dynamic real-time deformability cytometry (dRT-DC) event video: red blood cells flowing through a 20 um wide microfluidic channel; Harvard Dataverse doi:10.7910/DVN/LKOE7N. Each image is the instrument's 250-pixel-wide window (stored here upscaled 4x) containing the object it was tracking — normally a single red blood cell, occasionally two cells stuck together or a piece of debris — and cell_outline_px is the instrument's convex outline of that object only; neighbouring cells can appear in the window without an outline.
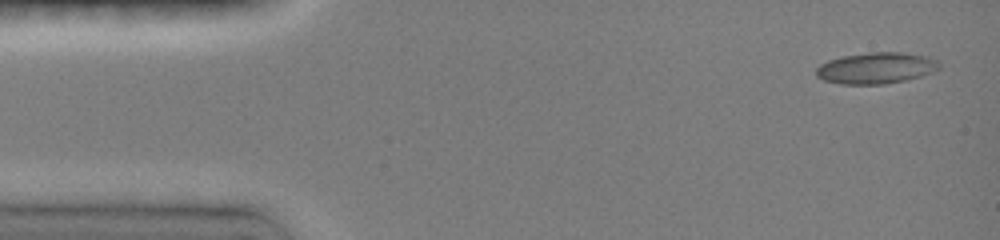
{"species": "common noctule bat (a hibernating species)", "species_latin": "Nyctalus noctula", "temperature_condition": "room temperature", "stored_images_in_passage": 40, "camera_frame_rate_fps": 3000, "um_per_image_px": 0.085, "animal": {"sex": "female", "body_mass_g": 19.0, "forearm_length_mm": 51.5}, "frame": {"image": 1, "passage_image": 1, "time_ms": 0.0, "image_size_px": [1000, 240], "cell_outline_px": [[940, 68], [932, 72], [920, 76], [904, 80], [884, 84], [840, 84], [824, 80], [816, 76], [816, 68], [820, 64], [828, 60], [840, 56], [868, 52], [904, 52], [928, 56], [936, 60], [940, 64]], "centroid_in_image_um": [74.45, 5.77], "position_along_channel_um": 10.5, "area_um2": 22.54}}
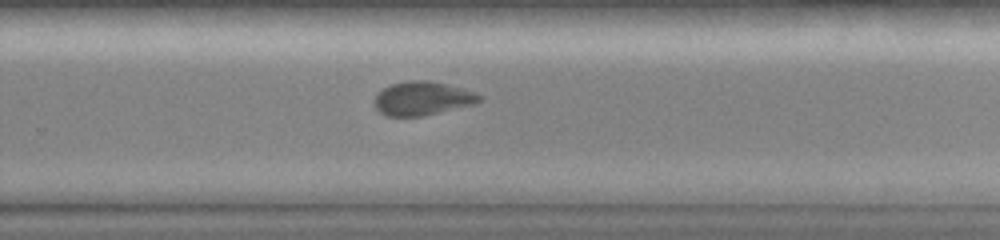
{"frame": {"image": 2, "passage_image": 22, "time_ms": 9.667, "image_size_px": [1000, 240], "cell_outline_px": [[484, 100], [476, 104], [420, 116], [388, 116], [380, 112], [376, 108], [376, 92], [392, 84], [412, 80], [428, 80], [476, 92], [484, 96]], "centroid_in_image_um": [35.96, 8.36], "position_along_channel_um": 293.8, "area_um2": 20.46}}
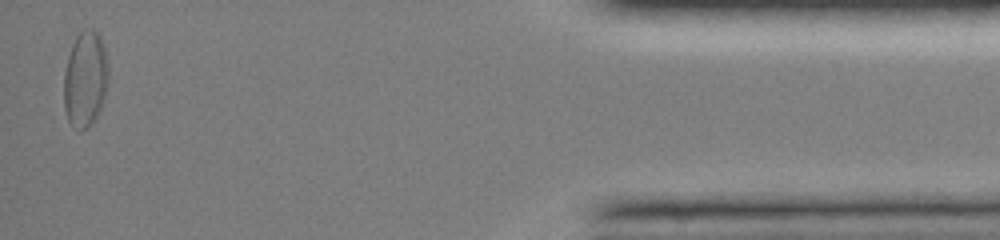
{"frame": {"image": 3, "passage_image": 39, "time_ms": 14.667, "image_size_px": [1000, 240], "cell_outline_px": [[108, 80], [100, 112], [92, 124], [88, 128], [80, 132], [68, 120], [64, 108], [64, 72], [68, 56], [72, 44], [76, 36], [84, 28], [88, 28], [96, 32], [100, 36], [104, 48], [108, 68]], "centroid_in_image_um": [7.24, 6.75], "position_along_channel_um": 428.0, "area_um2": 25.03}, "authors_computed_cell_mechanics": {"area_um2": 20.6924, "velocity_mm_per_s": 4.0235, "shape_relaxation_time_tau1_ms": 6.4096, "shape_relaxation_time_tau2_ms": 1.8489, "deformation_change_tau1": 0.1547, "deformation_change_tau2": 0.0587}}